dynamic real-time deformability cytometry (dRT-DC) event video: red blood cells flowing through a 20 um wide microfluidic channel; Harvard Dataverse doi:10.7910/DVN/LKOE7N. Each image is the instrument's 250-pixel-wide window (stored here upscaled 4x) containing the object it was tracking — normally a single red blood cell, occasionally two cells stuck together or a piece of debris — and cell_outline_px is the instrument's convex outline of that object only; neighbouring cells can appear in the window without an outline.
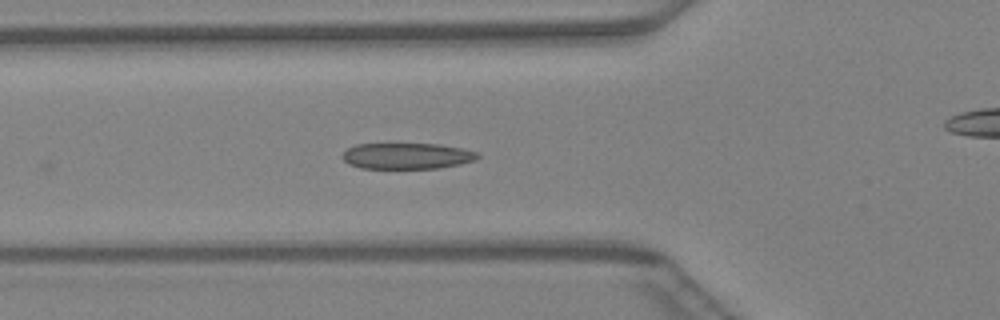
{"species": "Egyptian fruit bat (a non-hibernating species)", "species_latin": "Rousettus aegyptiacus", "temperature_condition": "warm", "stored_images_in_passage": 32, "camera_frame_rate_fps": 3000, "um_per_image_px": 0.085, "animal": {"sex": "female"}, "frame": {"image": 1, "passage_image": 2, "time_ms": 0.333, "image_size_px": [1000, 320], "cell_outline_px": [[480, 156], [476, 160], [460, 164], [440, 168], [360, 168], [348, 164], [340, 156], [348, 148], [356, 144], [440, 144], [464, 148], [480, 152]], "centroid_in_image_um": [34.63, 13.25], "position_along_channel_um": 91.2, "area_um2": 20.75}}
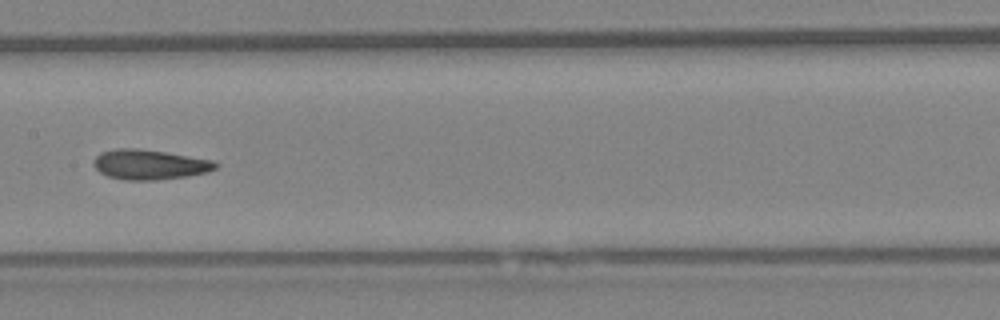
{"frame": {"image": 2, "passage_image": 9, "time_ms": 2.667, "image_size_px": [1000, 320], "cell_outline_px": [[220, 164], [216, 168], [208, 172], [188, 176], [156, 180], [124, 180], [108, 176], [100, 172], [96, 168], [96, 156], [100, 152], [116, 148], [136, 148], [164, 152], [212, 160]], "centroid_in_image_um": [12.74, 13.99], "position_along_channel_um": 194.7, "area_um2": 21.1}}
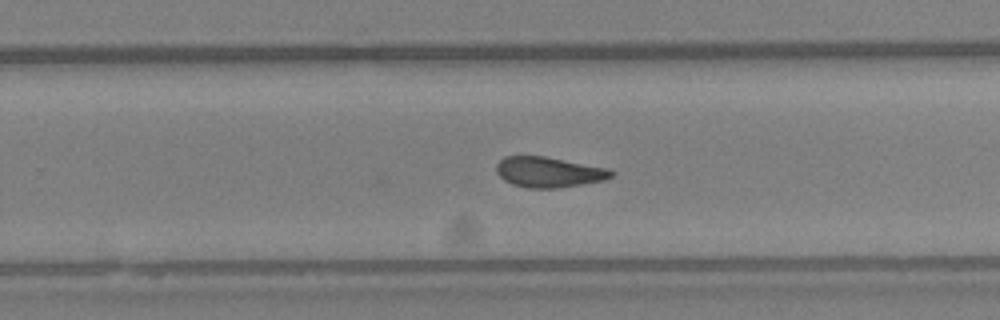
{"frame": {"image": 3, "passage_image": 15, "time_ms": 4.667, "image_size_px": [1000, 320], "cell_outline_px": [[616, 172], [612, 176], [604, 180], [556, 188], [528, 188], [512, 184], [504, 180], [496, 172], [496, 164], [504, 156], [544, 156], [608, 168]], "centroid_in_image_um": [46.63, 14.62], "position_along_channel_um": 283.2, "area_um2": 20.29}}